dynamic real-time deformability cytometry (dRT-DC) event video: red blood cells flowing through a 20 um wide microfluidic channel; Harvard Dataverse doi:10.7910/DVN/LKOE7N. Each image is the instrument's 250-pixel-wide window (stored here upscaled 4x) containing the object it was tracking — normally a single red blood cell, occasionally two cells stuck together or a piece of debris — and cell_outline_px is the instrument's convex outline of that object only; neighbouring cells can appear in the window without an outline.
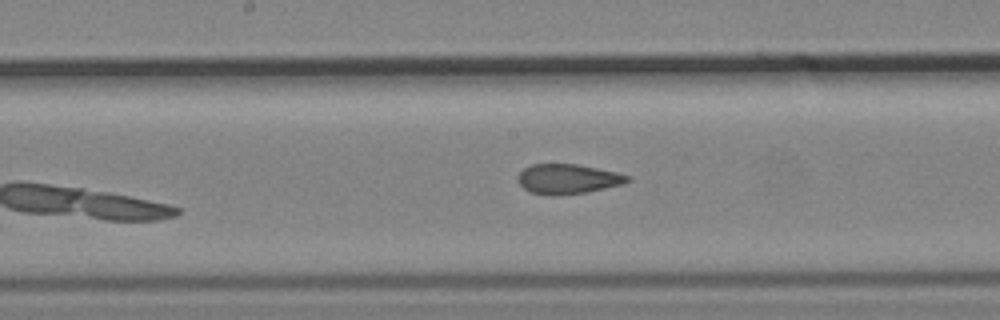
{"species": "common noctule bat (a hibernating species)", "species_latin": "Nyctalus noctula", "temperature_condition": "cold", "stored_images_in_passage": 7, "camera_frame_rate_fps": 3000, "um_per_image_px": 0.085, "animal": {"sex": "male", "body_mass_g": 19.2, "forearm_length_mm": 51.8}, "frame": {"image": 1, "passage_image": 6, "time_ms": 6.667, "image_size_px": [1000, 320], "cell_outline_px": [[632, 180], [624, 184], [584, 192], [560, 196], [552, 196], [532, 192], [524, 188], [516, 180], [516, 176], [524, 168], [532, 164], [576, 164], [616, 172], [632, 176]], "centroid_in_image_um": [48.26, 15.21], "position_along_channel_um": 199.9, "area_um2": 19.13}}